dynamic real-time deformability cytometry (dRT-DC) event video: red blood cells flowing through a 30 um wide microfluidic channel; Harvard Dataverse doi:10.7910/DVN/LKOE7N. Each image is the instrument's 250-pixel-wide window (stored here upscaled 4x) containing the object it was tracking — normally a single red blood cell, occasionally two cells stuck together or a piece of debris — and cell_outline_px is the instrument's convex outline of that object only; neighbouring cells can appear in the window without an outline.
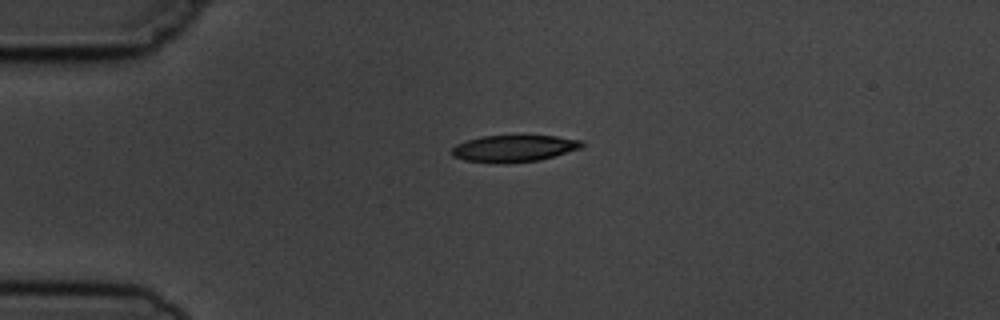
{"species": "common noctule bat (a hibernating species)", "species_latin": "Nyctalus noctula", "temperature_condition": "cold", "stored_images_in_passage": 3, "camera_frame_rate_fps": 3000, "um_per_image_px": 0.085, "animal": {"sex": "male", "body_mass_g": 19.5, "forearm_length_mm": 54.6}, "frame": {"image": 1, "passage_image": 1, "time_ms": 0.0, "image_size_px": [1000, 320], "cell_outline_px": [[584, 144], [580, 148], [540, 160], [504, 164], [500, 164], [464, 160], [452, 156], [452, 148], [456, 144], [468, 140], [484, 136], [556, 136], [580, 140]], "centroid_in_image_um": [43.65, 12.63], "position_along_channel_um": 41.3, "area_um2": 20.17}}
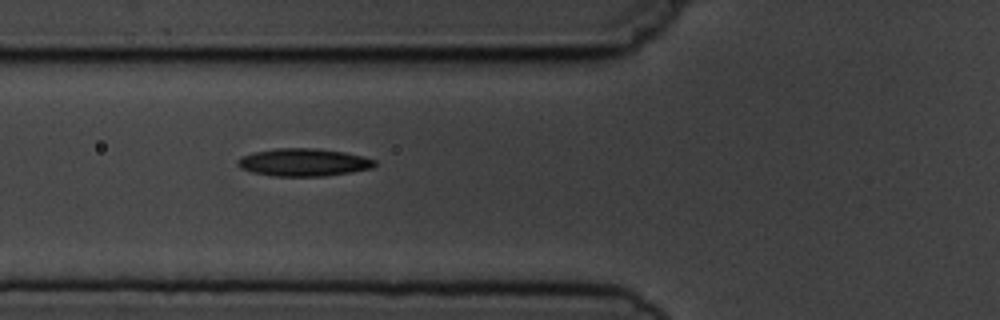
{"frame": {"image": 2, "passage_image": 3, "time_ms": 2.333, "image_size_px": [1000, 320], "cell_outline_px": [[376, 164], [372, 168], [324, 176], [272, 176], [252, 172], [240, 168], [236, 164], [236, 160], [240, 156], [252, 152], [276, 148], [316, 148], [344, 152], [376, 160]], "centroid_in_image_um": [25.73, 13.79], "position_along_channel_um": 100.1, "area_um2": 22.14}}